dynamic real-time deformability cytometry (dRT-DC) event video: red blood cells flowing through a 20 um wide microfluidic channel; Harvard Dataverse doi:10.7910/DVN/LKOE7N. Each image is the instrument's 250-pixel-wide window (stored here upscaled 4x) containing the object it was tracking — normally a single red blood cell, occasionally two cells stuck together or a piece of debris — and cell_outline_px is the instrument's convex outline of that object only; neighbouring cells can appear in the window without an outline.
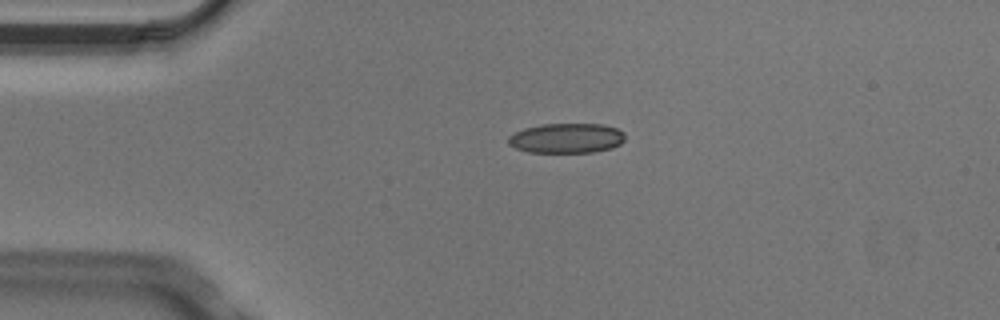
{"species": "Egyptian fruit bat (a non-hibernating species)", "species_latin": "Rousettus aegyptiacus", "temperature_condition": "cold", "stored_images_in_passage": 2, "camera_frame_rate_fps": 3000, "um_per_image_px": 0.085, "animal": {"sex": "male"}, "frame": {"image": 1, "passage_image": 1, "time_ms": 0.0, "image_size_px": [1000, 320], "cell_outline_px": [[624, 140], [620, 144], [612, 148], [596, 152], [528, 152], [516, 148], [508, 144], [508, 136], [524, 128], [540, 124], [604, 124], [616, 128], [624, 132]], "centroid_in_image_um": [48.16, 11.74], "position_along_channel_um": 36.8, "area_um2": 20.4}}